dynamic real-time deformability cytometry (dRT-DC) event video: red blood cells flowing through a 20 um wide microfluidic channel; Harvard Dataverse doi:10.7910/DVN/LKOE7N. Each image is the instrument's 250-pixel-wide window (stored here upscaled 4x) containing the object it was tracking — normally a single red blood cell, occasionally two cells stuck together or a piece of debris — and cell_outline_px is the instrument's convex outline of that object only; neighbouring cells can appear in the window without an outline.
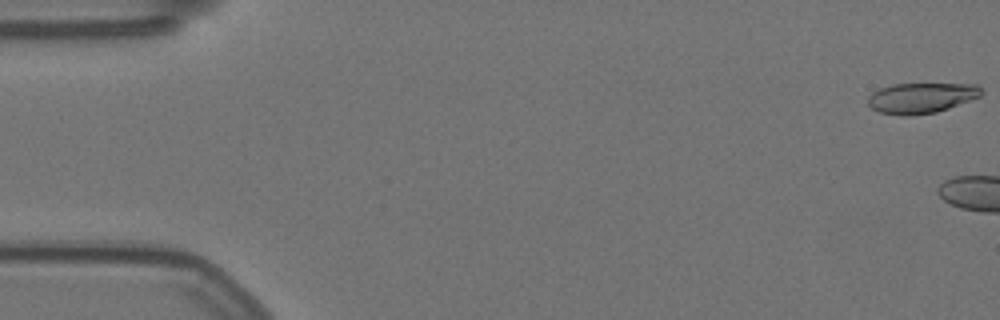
{"species": "Egyptian fruit bat (a non-hibernating species)", "species_latin": "Rousettus aegyptiacus", "temperature_condition": "warm", "stored_images_in_passage": 4, "camera_frame_rate_fps": 3000, "um_per_image_px": 0.085, "animal": {"sex": "female"}, "frame": {"image": 1, "passage_image": 1, "time_ms": 0.0, "image_size_px": [1000, 320], "cell_outline_px": [[984, 92], [980, 96], [948, 108], [936, 112], [908, 116], [900, 116], [880, 112], [872, 108], [868, 104], [868, 96], [872, 92], [880, 88], [892, 84], [976, 84]], "centroid_in_image_um": [78.28, 8.32], "position_along_channel_um": 6.7, "area_um2": 20.06}}